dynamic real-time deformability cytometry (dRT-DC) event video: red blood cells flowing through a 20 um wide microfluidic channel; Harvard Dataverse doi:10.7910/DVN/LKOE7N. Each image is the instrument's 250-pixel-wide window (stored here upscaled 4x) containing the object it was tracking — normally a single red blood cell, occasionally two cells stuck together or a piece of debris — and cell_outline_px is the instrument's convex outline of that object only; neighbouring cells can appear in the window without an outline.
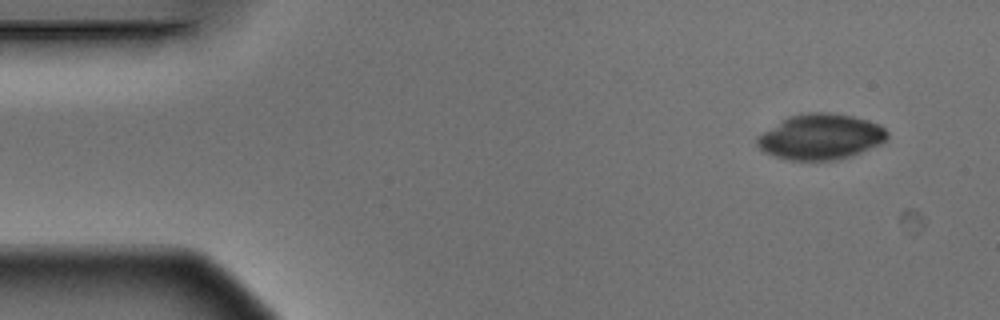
{"species": "Egyptian fruit bat (a non-hibernating species)", "species_latin": "Rousettus aegyptiacus", "temperature_condition": "warm", "stored_images_in_passage": 4, "camera_frame_rate_fps": 3000, "um_per_image_px": 0.085, "animal": {"sex": "male"}, "frame": {"image": 1, "passage_image": 1, "time_ms": 0.0, "image_size_px": [1000, 320], "cell_outline_px": [[888, 136], [880, 144], [852, 156], [836, 160], [788, 160], [764, 152], [756, 144], [756, 136], [780, 120], [788, 116], [808, 112], [828, 112], [852, 116], [868, 120], [880, 124], [888, 132]], "centroid_in_image_um": [69.73, 11.62], "position_along_channel_um": 15.3, "area_um2": 34.74}}